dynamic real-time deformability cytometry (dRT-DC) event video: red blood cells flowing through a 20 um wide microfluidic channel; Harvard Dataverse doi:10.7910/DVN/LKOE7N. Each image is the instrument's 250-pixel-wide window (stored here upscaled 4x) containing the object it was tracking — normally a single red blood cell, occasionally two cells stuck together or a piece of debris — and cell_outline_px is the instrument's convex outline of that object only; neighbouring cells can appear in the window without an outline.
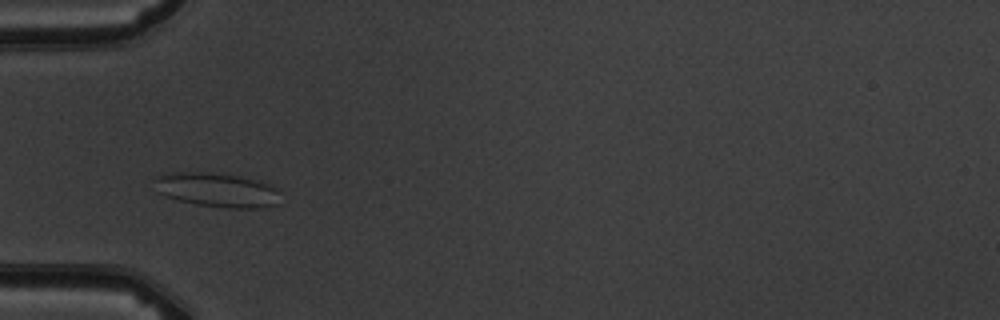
{"species": "common noctule bat (a hibernating species)", "species_latin": "Nyctalus noctula", "temperature_condition": "warm", "stored_images_in_passage": 5, "camera_frame_rate_fps": 3000, "um_per_image_px": 0.085, "animal": {"sex": "male", "body_mass_g": 19.5, "forearm_length_mm": 54.6}, "frame": {"image": 1, "passage_image": 3, "time_ms": 2.0, "image_size_px": [1000, 320], "cell_outline_px": [[280, 192], [276, 204], [256, 208], [228, 208], [196, 204], [180, 200], [156, 192], [156, 176], [168, 172], [212, 172], [240, 176], [260, 180], [272, 184], [280, 188]], "centroid_in_image_um": [18.49, 16.12], "position_along_channel_um": 66.5, "area_um2": 25.32}}
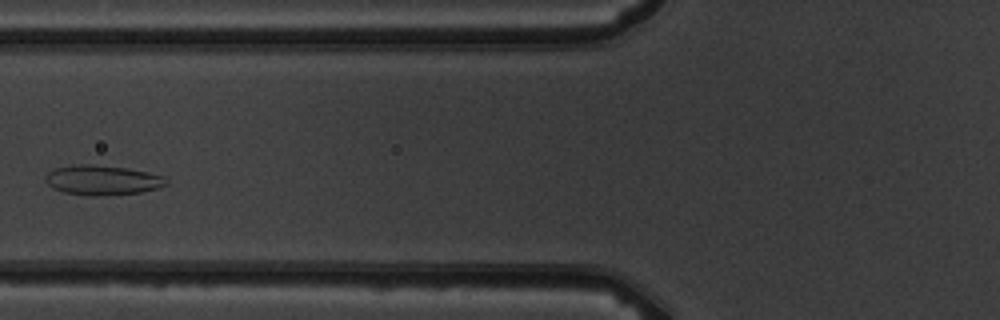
{"frame": {"image": 2, "passage_image": 4, "time_ms": 3.333, "image_size_px": [1000, 320], "cell_outline_px": [[168, 184], [160, 188], [140, 192], [100, 196], [88, 196], [64, 192], [52, 188], [44, 180], [44, 176], [48, 172], [56, 168], [76, 164], [92, 164], [128, 168], [148, 172], [164, 176], [168, 180]], "centroid_in_image_um": [8.71, 15.31], "position_along_channel_um": 117.1, "area_um2": 21.21}}